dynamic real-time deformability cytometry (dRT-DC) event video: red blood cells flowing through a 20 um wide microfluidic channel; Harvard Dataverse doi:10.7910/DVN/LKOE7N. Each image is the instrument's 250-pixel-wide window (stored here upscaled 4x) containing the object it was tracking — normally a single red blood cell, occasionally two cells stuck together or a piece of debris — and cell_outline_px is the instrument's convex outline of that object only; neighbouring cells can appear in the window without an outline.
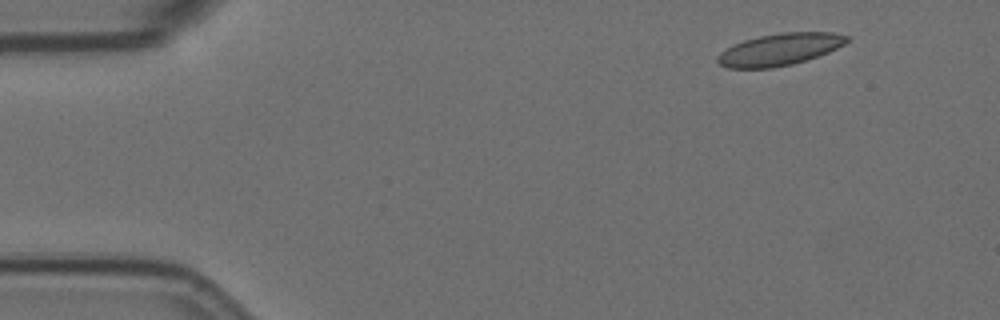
{"species": "Egyptian fruit bat (a non-hibernating species)", "species_latin": "Rousettus aegyptiacus", "temperature_condition": "room temperature", "stored_images_in_passage": 12, "camera_frame_rate_fps": 3000, "um_per_image_px": 0.085, "animal": {"sex": "female"}, "frame": {"image": 1, "passage_image": 1, "time_ms": 0.0, "image_size_px": [1000, 320], "cell_outline_px": [[852, 40], [828, 52], [792, 64], [772, 68], [728, 68], [720, 64], [716, 60], [716, 56], [720, 52], [744, 40], [760, 36], [780, 32], [832, 32], [852, 36]], "centroid_in_image_um": [66.31, 4.19], "position_along_channel_um": 18.7, "area_um2": 24.04}}